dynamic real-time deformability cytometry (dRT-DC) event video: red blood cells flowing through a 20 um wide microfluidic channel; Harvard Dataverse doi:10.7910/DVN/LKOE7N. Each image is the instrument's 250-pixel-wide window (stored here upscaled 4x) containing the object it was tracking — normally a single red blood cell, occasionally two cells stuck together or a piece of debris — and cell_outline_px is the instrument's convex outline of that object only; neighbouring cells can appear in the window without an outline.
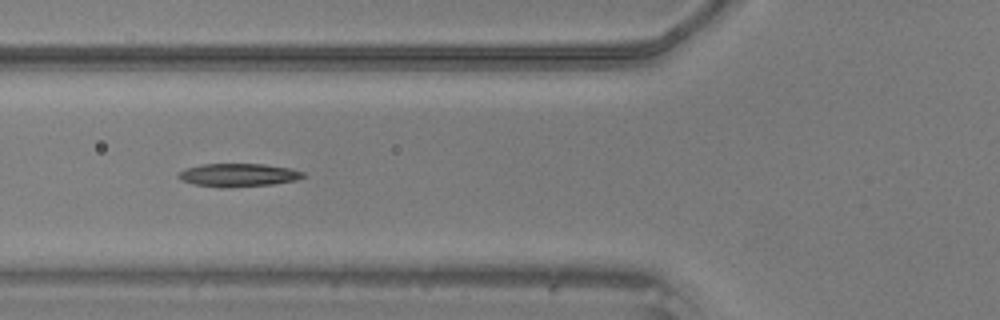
{"species": "common noctule bat (a hibernating species)", "species_latin": "Nyctalus noctula", "temperature_condition": "warm", "stored_images_in_passage": 29, "camera_frame_rate_fps": 3000, "um_per_image_px": 0.085, "animal": {"sex": "male", "body_mass_g": 20.5, "forearm_length_mm": 52.5}, "frame": {"image": 1, "passage_image": 3, "time_ms": 0.667, "image_size_px": [1000, 320], "cell_outline_px": [[304, 176], [296, 180], [272, 184], [220, 188], [192, 184], [180, 180], [176, 176], [184, 168], [204, 164], [264, 164], [292, 168], [304, 172]], "centroid_in_image_um": [20.22, 14.88], "position_along_channel_um": 105.6, "area_um2": 16.94}}
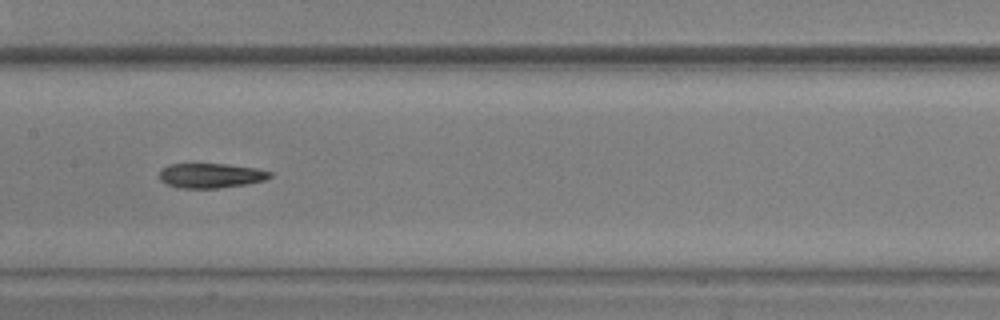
{"frame": {"image": 2, "passage_image": 9, "time_ms": 2.667, "image_size_px": [1000, 320], "cell_outline_px": [[272, 176], [264, 180], [244, 184], [216, 188], [176, 188], [160, 180], [160, 168], [168, 164], [228, 164], [256, 168], [272, 172]], "centroid_in_image_um": [17.89, 14.91], "position_along_channel_um": 189.5, "area_um2": 15.9}}
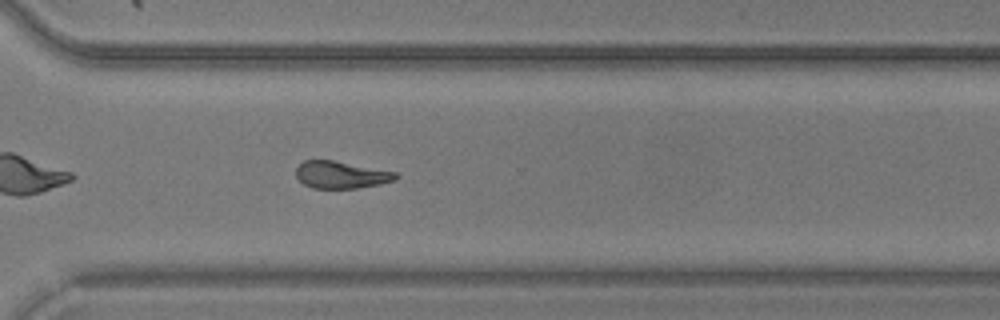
{"frame": {"image": 3, "passage_image": 20, "time_ms": 6.333, "image_size_px": [1000, 320], "cell_outline_px": [[400, 176], [396, 180], [380, 184], [356, 188], [312, 188], [304, 184], [296, 176], [296, 168], [304, 160], [332, 160], [396, 172]], "centroid_in_image_um": [29.0, 14.86], "position_along_channel_um": 341.6, "area_um2": 15.72}}